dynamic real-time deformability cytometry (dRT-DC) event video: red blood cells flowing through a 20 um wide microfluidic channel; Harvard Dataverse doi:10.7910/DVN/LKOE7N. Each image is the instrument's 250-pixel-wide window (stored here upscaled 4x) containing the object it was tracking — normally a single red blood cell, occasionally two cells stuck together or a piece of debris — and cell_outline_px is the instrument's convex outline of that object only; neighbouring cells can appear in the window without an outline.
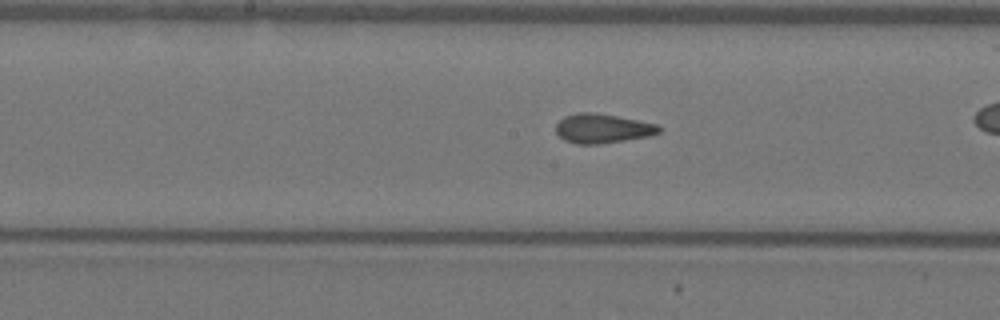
{"species": "Egyptian fruit bat (a non-hibernating species)", "species_latin": "Rousettus aegyptiacus", "temperature_condition": "warm", "stored_images_in_passage": 27, "camera_frame_rate_fps": 3000, "um_per_image_px": 0.085, "animal": {"sex": "female"}, "frame": {"image": 1, "passage_image": 12, "time_ms": 3.667, "image_size_px": [1000, 320], "cell_outline_px": [[660, 132], [648, 136], [600, 144], [576, 144], [564, 140], [556, 132], [556, 124], [564, 116], [580, 112], [592, 112], [616, 116], [656, 124], [660, 128]], "centroid_in_image_um": [51.17, 10.92], "position_along_channel_um": 197.0, "area_um2": 17.4}}